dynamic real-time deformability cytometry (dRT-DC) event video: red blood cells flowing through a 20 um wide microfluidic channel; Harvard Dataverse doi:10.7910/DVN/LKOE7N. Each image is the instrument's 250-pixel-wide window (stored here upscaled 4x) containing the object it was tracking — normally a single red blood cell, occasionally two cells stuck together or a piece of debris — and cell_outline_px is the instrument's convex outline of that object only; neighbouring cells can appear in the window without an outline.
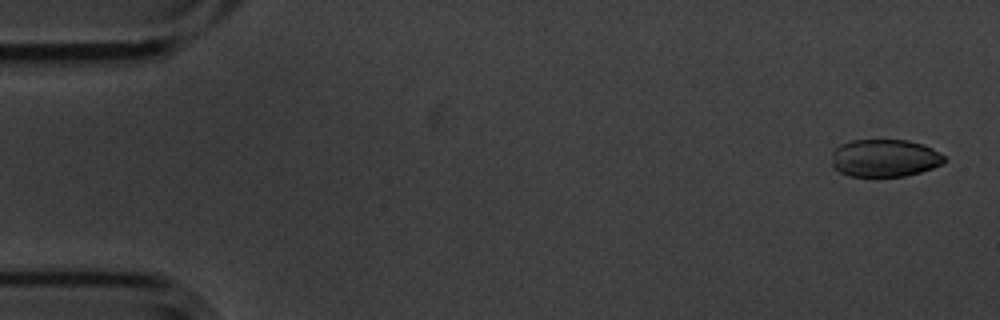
{"species": "common noctule bat (a hibernating species)", "species_latin": "Nyctalus noctula", "temperature_condition": "cold", "stored_images_in_passage": 4, "camera_frame_rate_fps": 3000, "um_per_image_px": 0.085, "animal": {"sex": "male", "body_mass_g": 20.1, "forearm_length_mm": 53.5}, "frame": {"image": 1, "passage_image": 1, "time_ms": 0.0, "image_size_px": [1000, 320], "cell_outline_px": [[948, 160], [932, 168], [920, 172], [904, 176], [848, 176], [840, 172], [832, 164], [832, 152], [840, 144], [852, 140], [908, 140], [932, 148], [944, 156]], "centroid_in_image_um": [75.18, 13.43], "position_along_channel_um": 9.8, "area_um2": 24.57}}
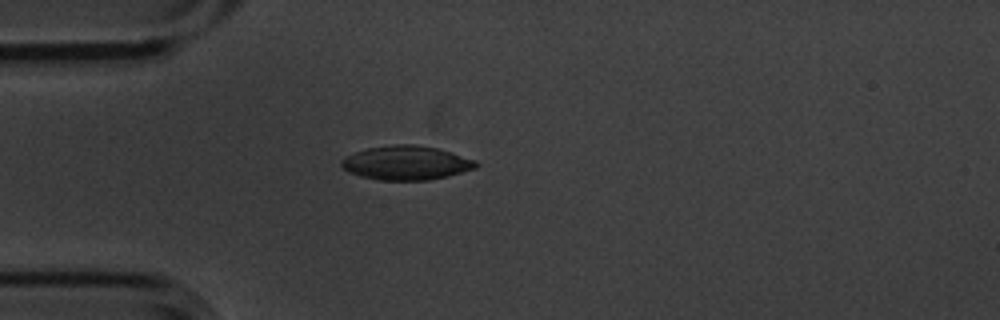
{"frame": {"image": 2, "passage_image": 4, "time_ms": 1.0, "image_size_px": [1000, 320], "cell_outline_px": [[480, 164], [476, 168], [448, 176], [428, 180], [380, 180], [360, 176], [348, 172], [340, 164], [340, 160], [344, 156], [368, 148], [396, 144], [412, 144], [440, 148], [476, 160]], "centroid_in_image_um": [34.55, 13.84], "position_along_channel_um": 50.5, "area_um2": 26.88}}